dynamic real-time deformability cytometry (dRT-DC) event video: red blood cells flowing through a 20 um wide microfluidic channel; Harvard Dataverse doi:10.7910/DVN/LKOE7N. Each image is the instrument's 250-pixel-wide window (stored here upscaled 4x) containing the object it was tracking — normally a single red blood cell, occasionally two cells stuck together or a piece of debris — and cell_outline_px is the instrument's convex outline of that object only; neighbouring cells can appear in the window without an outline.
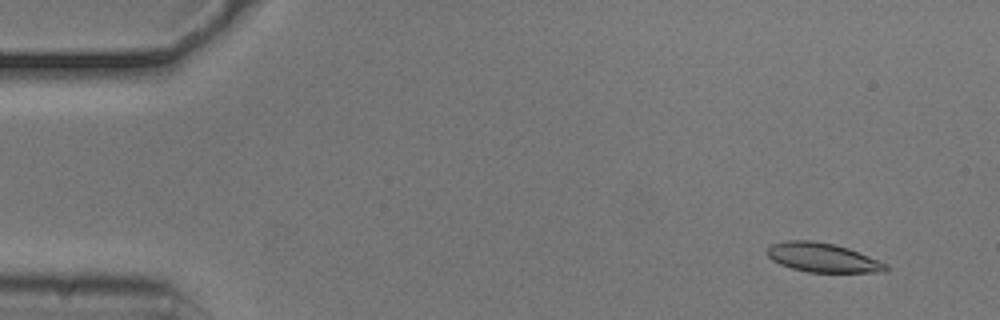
{"species": "common noctule bat (a hibernating species)", "species_latin": "Nyctalus noctula", "temperature_condition": "cold", "stored_images_in_passage": 54, "camera_frame_rate_fps": 3000, "um_per_image_px": 0.085, "animal": {"sex": "male", "body_mass_g": 20.5, "forearm_length_mm": 52.5}, "frame": {"image": 1, "passage_image": 4, "time_ms": 1.0, "image_size_px": [1000, 320], "cell_outline_px": [[888, 268], [884, 272], [808, 272], [792, 268], [780, 264], [772, 260], [768, 256], [768, 248], [772, 244], [788, 240], [812, 240], [836, 244], [848, 248], [888, 264]], "centroid_in_image_um": [69.93, 21.89], "position_along_channel_um": 15.1, "area_um2": 20.06}}
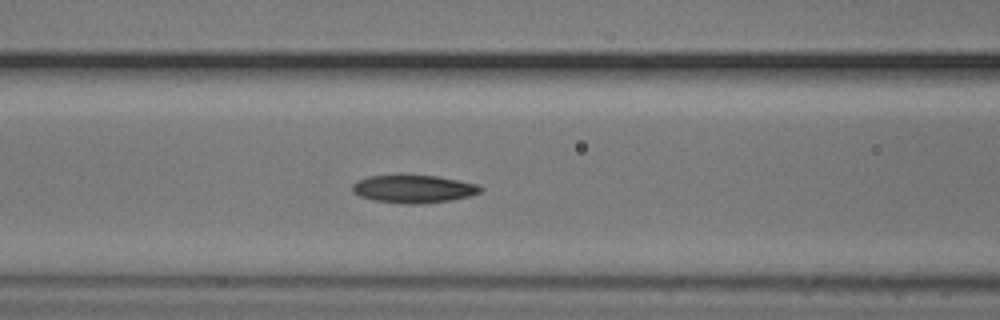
{"frame": {"image": 2, "passage_image": 22, "time_ms": 7.0, "image_size_px": [1000, 320], "cell_outline_px": [[484, 188], [480, 192], [472, 196], [452, 200], [416, 204], [408, 204], [372, 200], [360, 196], [352, 192], [352, 184], [356, 180], [368, 176], [436, 176], [476, 184]], "centroid_in_image_um": [35.14, 16.07], "position_along_channel_um": 131.5, "area_um2": 20.63}}
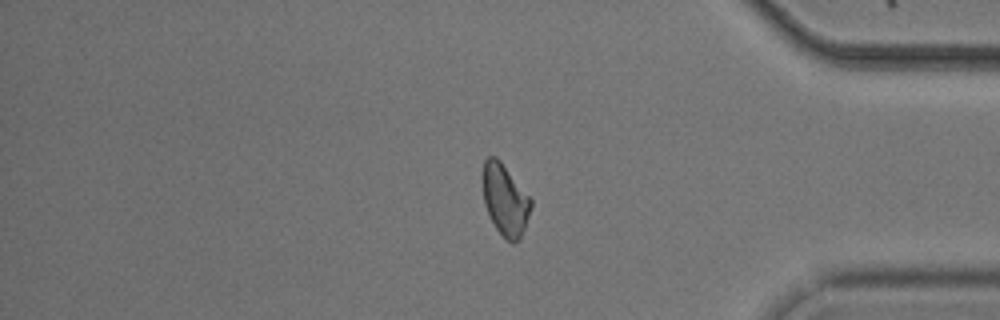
{"frame": {"image": 3, "passage_image": 45, "time_ms": 14.667, "image_size_px": [1000, 320], "cell_outline_px": [[532, 204], [520, 240], [512, 244], [496, 228], [484, 204], [480, 180], [480, 176], [484, 160], [488, 156], [496, 156], [500, 160], [532, 200]], "centroid_in_image_um": [42.88, 16.93], "position_along_channel_um": 392.3, "area_um2": 20.17}, "authors_computed_cell_mechanics": {"area_um2": 20.4323, "velocity_mm_per_s": 3.7051, "shape_relaxation_time_tau1_ms": null, "shape_relaxation_time_tau2_ms": 5.2299, "deformation_change_tau1": null, "deformation_change_tau2": 0.1198}}